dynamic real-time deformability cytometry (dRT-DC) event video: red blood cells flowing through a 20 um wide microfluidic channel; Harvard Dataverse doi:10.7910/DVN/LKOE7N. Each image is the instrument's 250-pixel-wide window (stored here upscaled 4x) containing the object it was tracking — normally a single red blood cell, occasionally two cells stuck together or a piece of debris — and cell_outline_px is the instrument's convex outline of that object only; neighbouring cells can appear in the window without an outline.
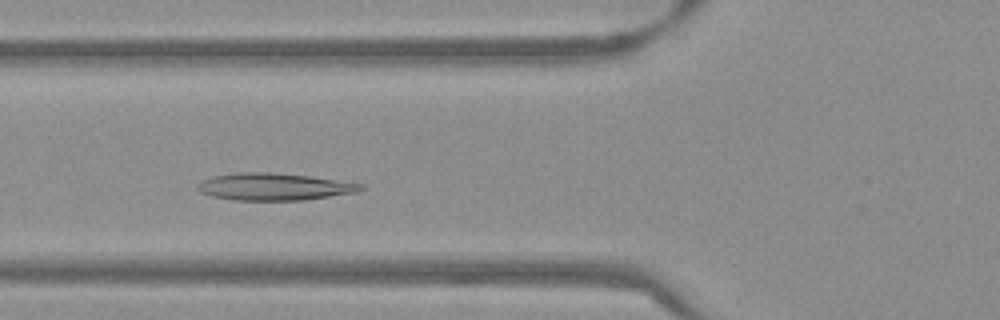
{"species": "Egyptian fruit bat (a non-hibernating species)", "species_latin": "Rousettus aegyptiacus", "temperature_condition": "warm", "stored_images_in_passage": 46, "camera_frame_rate_fps": 3000, "um_per_image_px": 0.085, "frame": {"image": 1, "passage_image": 13, "time_ms": 4.0, "image_size_px": [1000, 320], "cell_outline_px": [[364, 188], [356, 192], [304, 200], [232, 200], [212, 196], [200, 192], [196, 188], [196, 184], [200, 180], [212, 176], [236, 172], [268, 172], [308, 176], [364, 184]], "centroid_in_image_um": [23.22, 15.87], "position_along_channel_um": 102.6, "area_um2": 25.84}}
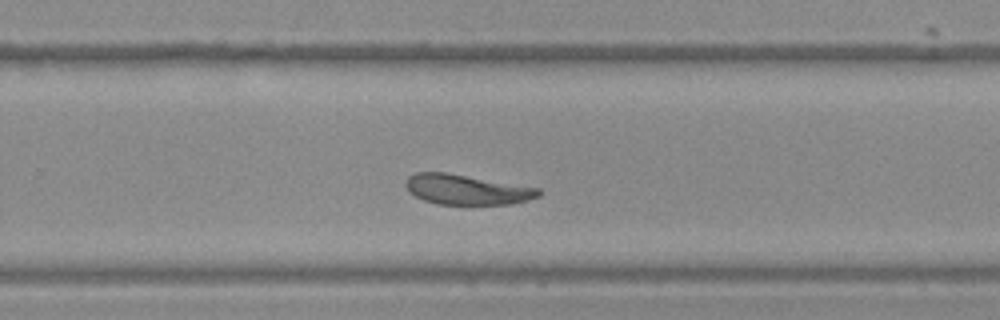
{"frame": {"image": 2, "passage_image": 28, "time_ms": 9.0, "image_size_px": [1000, 320], "cell_outline_px": [[544, 192], [540, 196], [528, 200], [508, 204], [436, 204], [424, 200], [408, 192], [404, 184], [408, 176], [416, 172], [444, 172], [540, 188]], "centroid_in_image_um": [39.66, 16.11], "position_along_channel_um": 290.1, "area_um2": 23.29}}
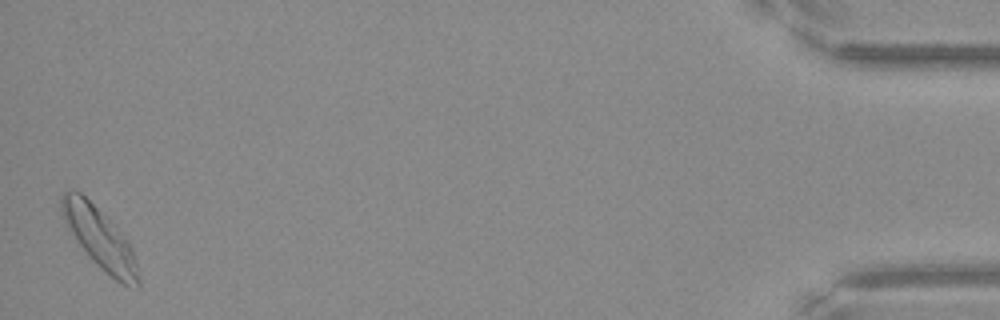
{"frame": {"image": 3, "passage_image": 46, "time_ms": 15.0, "image_size_px": [1000, 320], "cell_outline_px": [[140, 288], [136, 288], [120, 284], [100, 268], [92, 260], [68, 228], [60, 212], [60, 196], [64, 192], [80, 192], [128, 240], [132, 248], [140, 280]], "centroid_in_image_um": [8.5, 20.31], "position_along_channel_um": 426.7, "area_um2": 26.53}, "authors_computed_cell_mechanics": {"area_um2": 24.7384, "velocity_mm_per_s": 3.7516, "shape_relaxation_time_tau1_ms": 6.1508, "shape_relaxation_time_tau2_ms": 3.7637, "deformation_change_tau1": 0.1403, "deformation_change_tau2": 0.083}}